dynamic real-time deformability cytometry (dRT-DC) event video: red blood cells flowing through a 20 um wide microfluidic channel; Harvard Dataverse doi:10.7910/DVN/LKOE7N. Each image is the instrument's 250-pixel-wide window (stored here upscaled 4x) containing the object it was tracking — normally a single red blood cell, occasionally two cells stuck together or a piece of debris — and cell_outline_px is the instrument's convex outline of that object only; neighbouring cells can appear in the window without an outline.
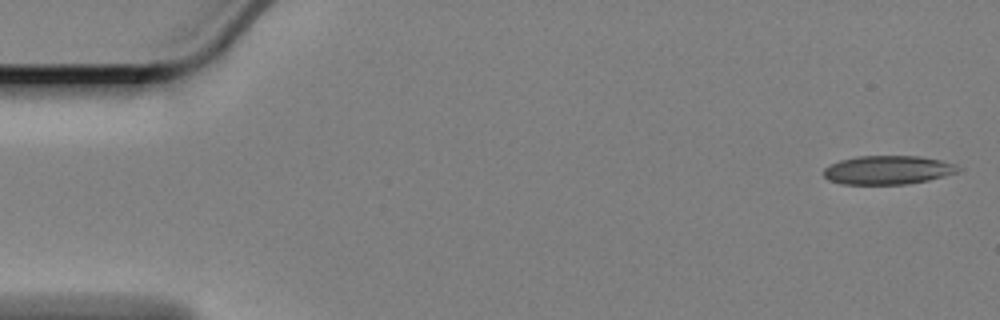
{"species": "Egyptian fruit bat (a non-hibernating species)", "species_latin": "Rousettus aegyptiacus", "temperature_condition": "cold", "stored_images_in_passage": 58, "camera_frame_rate_fps": 3000, "um_per_image_px": 0.085, "animal": {"sex": "female"}, "frame": {"image": 1, "passage_image": 1, "time_ms": 0.0, "image_size_px": [1000, 320], "cell_outline_px": [[964, 168], [960, 172], [928, 180], [908, 184], [840, 184], [828, 180], [824, 176], [824, 168], [840, 160], [860, 156], [920, 156], [940, 160], [956, 164]], "centroid_in_image_um": [75.52, 14.45], "position_along_channel_um": 9.5, "area_um2": 22.66}}
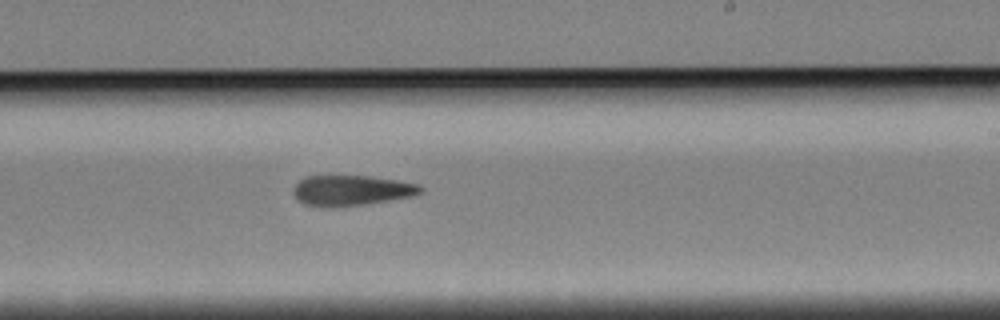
{"frame": {"image": 2, "passage_image": 34, "time_ms": 11.0, "image_size_px": [1000, 320], "cell_outline_px": [[424, 188], [420, 192], [408, 196], [388, 200], [364, 204], [332, 208], [304, 204], [292, 192], [296, 184], [304, 176], [368, 176], [396, 180], [416, 184]], "centroid_in_image_um": [29.81, 16.18], "position_along_channel_um": 259.2, "area_um2": 22.14}}
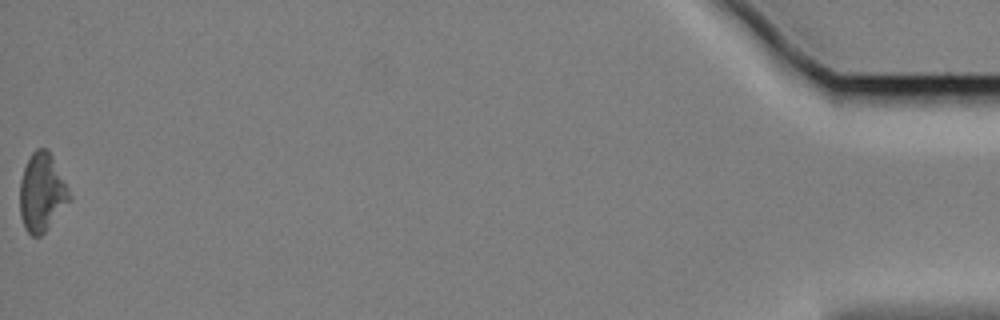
{"frame": {"image": 3, "passage_image": 58, "time_ms": 19.0, "image_size_px": [1000, 320], "cell_outline_px": [[72, 200], [48, 228], [40, 236], [32, 236], [24, 228], [20, 216], [20, 180], [24, 168], [32, 152], [36, 148], [48, 148], [72, 196]], "centroid_in_image_um": [3.57, 16.37], "position_along_channel_um": 431.6, "area_um2": 22.72}}